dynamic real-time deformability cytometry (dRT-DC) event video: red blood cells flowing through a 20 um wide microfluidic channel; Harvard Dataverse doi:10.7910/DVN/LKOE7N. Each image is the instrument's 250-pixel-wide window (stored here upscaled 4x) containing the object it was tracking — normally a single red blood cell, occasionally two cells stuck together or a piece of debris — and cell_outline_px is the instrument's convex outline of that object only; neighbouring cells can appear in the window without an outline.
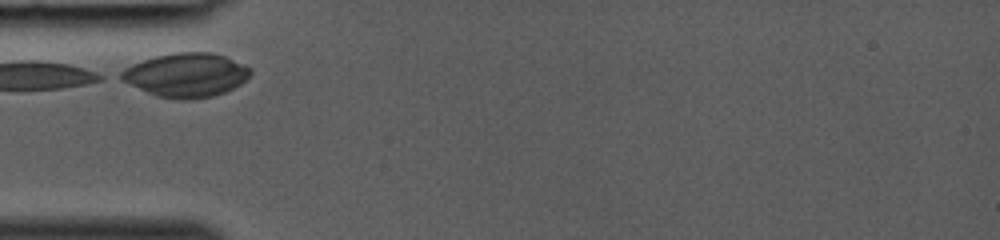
{"species": "common noctule bat (a hibernating species)", "species_latin": "Nyctalus noctula", "temperature_condition": "room temperature", "stored_images_in_passage": 16, "camera_frame_rate_fps": 3000, "um_per_image_px": 0.085, "animal": {"sex": "female", "body_mass_g": 19.0, "forearm_length_mm": 53.3}, "frame": {"image": 1, "passage_image": 1, "time_ms": 0.0, "image_size_px": [1000, 240], "cell_outline_px": [[252, 72], [240, 84], [224, 92], [212, 96], [188, 100], [156, 96], [120, 80], [112, 76], [124, 68], [132, 64], [156, 56], [176, 52], [212, 52], [224, 56], [252, 68]], "centroid_in_image_um": [15.76, 6.37], "position_along_channel_um": 69.2, "area_um2": 33.12}}